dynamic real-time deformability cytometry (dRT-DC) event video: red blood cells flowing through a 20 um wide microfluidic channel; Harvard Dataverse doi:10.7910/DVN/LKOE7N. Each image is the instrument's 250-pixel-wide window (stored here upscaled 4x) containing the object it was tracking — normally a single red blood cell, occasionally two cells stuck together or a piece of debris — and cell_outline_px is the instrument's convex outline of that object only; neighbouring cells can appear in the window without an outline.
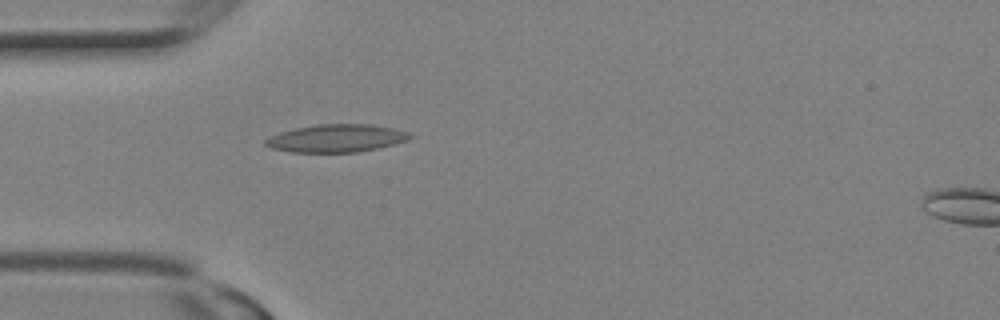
{"species": "Egyptian fruit bat (a non-hibernating species)", "species_latin": "Rousettus aegyptiacus", "temperature_condition": "room temperature", "stored_images_in_passage": 3, "camera_frame_rate_fps": 3000, "um_per_image_px": 0.085, "animal": {"sex": "female"}, "frame": {"image": 1, "passage_image": 2, "time_ms": 0.333, "image_size_px": [1000, 320], "cell_outline_px": [[416, 136], [408, 140], [376, 148], [356, 152], [292, 152], [268, 148], [264, 144], [264, 140], [280, 132], [296, 128], [316, 124], [372, 124], [412, 132]], "centroid_in_image_um": [28.61, 11.75], "position_along_channel_um": 56.4, "area_um2": 23.47}}